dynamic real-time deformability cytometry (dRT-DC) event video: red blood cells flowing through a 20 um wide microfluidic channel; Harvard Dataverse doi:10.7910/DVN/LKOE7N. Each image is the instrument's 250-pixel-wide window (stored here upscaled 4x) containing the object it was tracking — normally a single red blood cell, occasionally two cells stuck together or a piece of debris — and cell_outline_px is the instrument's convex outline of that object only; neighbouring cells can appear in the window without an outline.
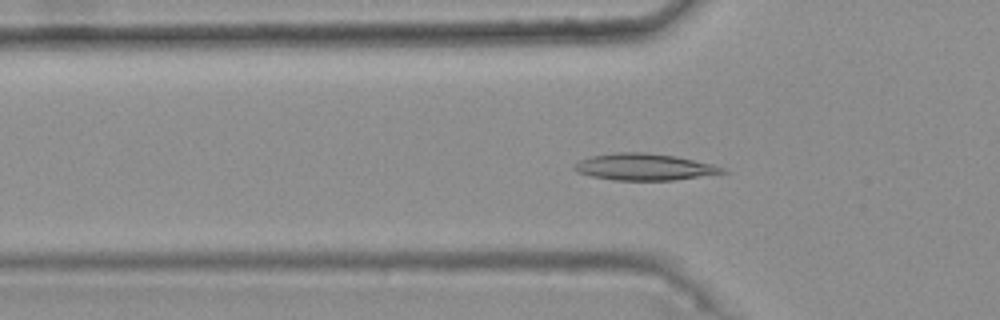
{"species": "common noctule bat (a hibernating species)", "species_latin": "Nyctalus noctula", "temperature_condition": "warm", "stored_images_in_passage": 46, "camera_frame_rate_fps": 3000, "um_per_image_px": 0.085, "animal": {"sex": "female", "body_mass_g": 25.1}, "frame": {"image": 1, "passage_image": 17, "time_ms": 5.333, "image_size_px": [1000, 320], "cell_outline_px": [[728, 172], [672, 180], [612, 180], [592, 176], [576, 172], [572, 168], [572, 164], [580, 160], [592, 156], [616, 152], [644, 152], [676, 156], [712, 164], [724, 168]], "centroid_in_image_um": [54.71, 14.18], "position_along_channel_um": 71.1, "area_um2": 22.95}}
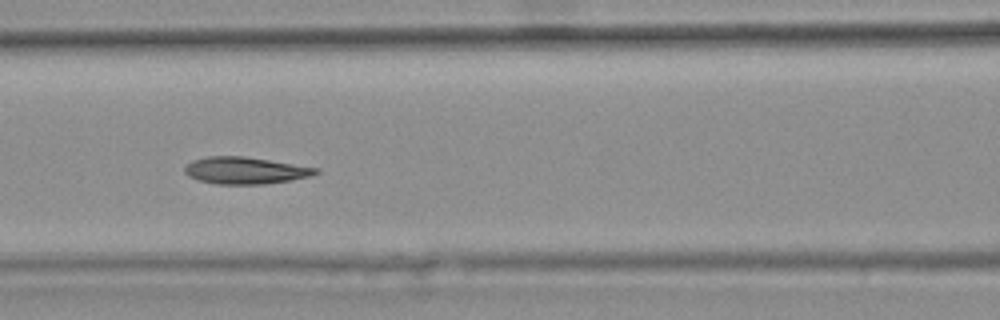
{"frame": {"image": 2, "passage_image": 23, "time_ms": 7.333, "image_size_px": [1000, 320], "cell_outline_px": [[320, 172], [308, 176], [288, 180], [264, 184], [216, 184], [200, 180], [188, 176], [184, 172], [184, 168], [192, 160], [208, 156], [244, 156], [320, 168]], "centroid_in_image_um": [20.83, 14.48], "position_along_channel_um": 145.8, "area_um2": 20.4}}
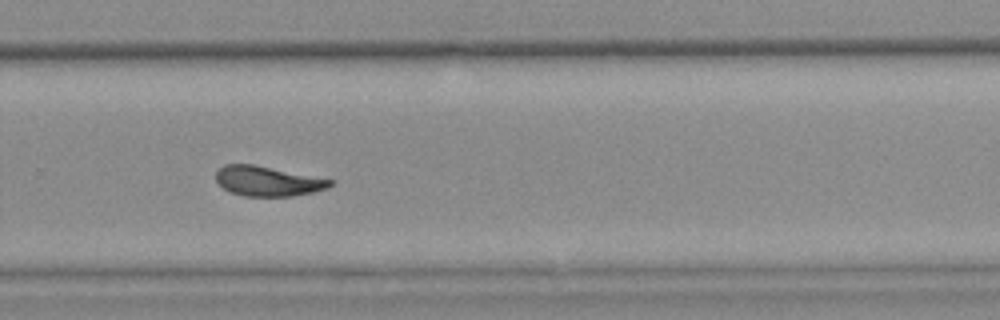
{"frame": {"image": 3, "passage_image": 36, "time_ms": 11.667, "image_size_px": [1000, 320], "cell_outline_px": [[332, 184], [328, 188], [312, 192], [292, 196], [244, 196], [232, 192], [224, 188], [216, 180], [216, 172], [224, 164], [256, 164], [332, 180]], "centroid_in_image_um": [22.74, 15.39], "position_along_channel_um": 307.1, "area_um2": 19.71}, "authors_computed_cell_mechanics": {"area_um2": 20.8658, "velocity_mm_per_s": 3.7256, "shape_relaxation_time_tau1_ms": null, "shape_relaxation_time_tau2_ms": 1.638, "deformation_change_tau1": null, "deformation_change_tau2": 0.0763}}